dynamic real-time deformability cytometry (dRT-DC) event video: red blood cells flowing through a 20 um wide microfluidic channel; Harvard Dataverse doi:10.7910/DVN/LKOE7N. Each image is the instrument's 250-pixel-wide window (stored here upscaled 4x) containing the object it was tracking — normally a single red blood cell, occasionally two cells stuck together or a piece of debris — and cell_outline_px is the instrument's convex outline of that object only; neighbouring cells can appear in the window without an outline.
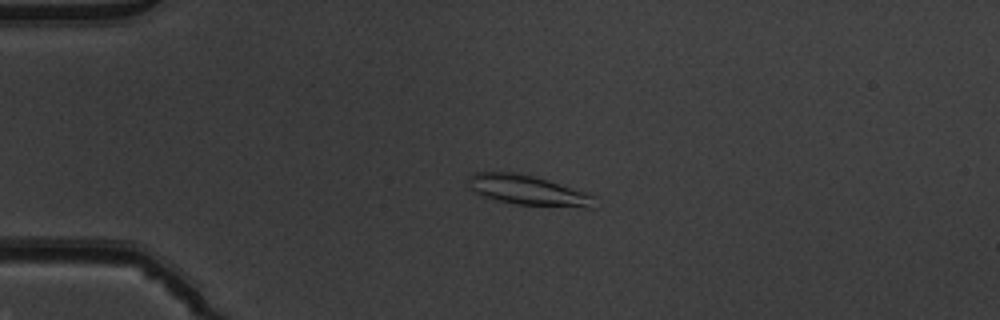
{"species": "common noctule bat (a hibernating species)", "species_latin": "Nyctalus noctula", "temperature_condition": "warm", "stored_images_in_passage": 51, "camera_frame_rate_fps": 3000, "um_per_image_px": 0.085, "animal": {"sex": "male", "body_mass_g": 19.5, "forearm_length_mm": 54.6}, "frame": {"image": 1, "passage_image": 12, "time_ms": 3.667, "image_size_px": [1000, 320], "cell_outline_px": [[592, 208], [584, 208], [516, 204], [496, 200], [484, 196], [476, 192], [468, 184], [468, 176], [472, 172], [512, 172], [536, 176], [588, 192], [592, 196]], "centroid_in_image_um": [44.86, 16.16], "position_along_channel_um": 40.1, "area_um2": 22.02}}
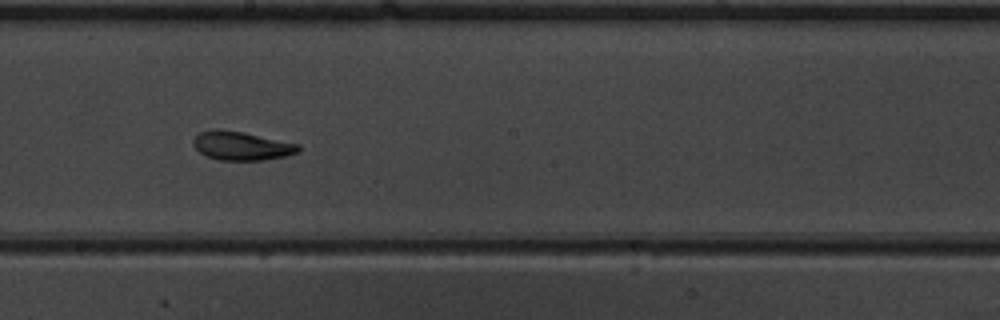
{"frame": {"image": 2, "passage_image": 29, "time_ms": 9.333, "image_size_px": [1000, 320], "cell_outline_px": [[300, 148], [296, 152], [284, 156], [264, 160], [220, 160], [208, 156], [200, 152], [192, 144], [192, 140], [200, 132], [216, 128], [220, 128], [244, 132], [300, 144]], "centroid_in_image_um": [20.51, 12.38], "position_along_channel_um": 227.7, "area_um2": 17.57}}
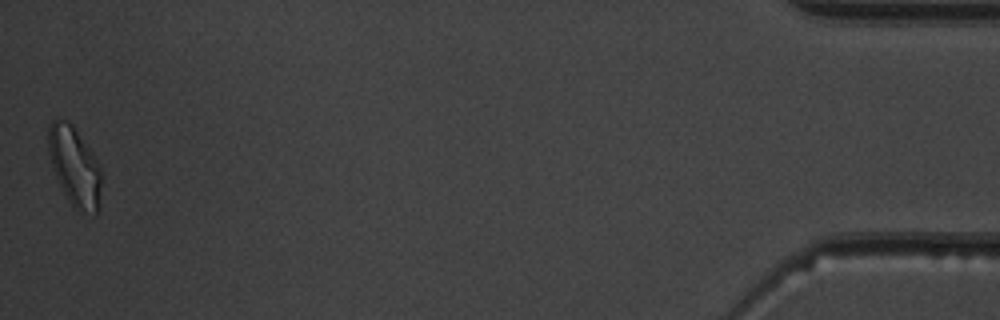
{"frame": {"image": 3, "passage_image": 51, "time_ms": 16.667, "image_size_px": [1000, 320], "cell_outline_px": [[100, 212], [80, 212], [68, 200], [56, 176], [48, 152], [48, 128], [52, 120], [56, 116], [68, 120], [72, 124], [100, 164]], "centroid_in_image_um": [6.33, 14.1], "position_along_channel_um": 428.9, "area_um2": 24.39}, "authors_computed_cell_mechanics": {"area_um2": 18.2648, "velocity_mm_per_s": 3.9318, "shape_relaxation_time_tau1_ms": 6.7191, "shape_relaxation_time_tau2_ms": 4.1717, "deformation_change_tau1": 0.1763, "deformation_change_tau2": 0.1005}}